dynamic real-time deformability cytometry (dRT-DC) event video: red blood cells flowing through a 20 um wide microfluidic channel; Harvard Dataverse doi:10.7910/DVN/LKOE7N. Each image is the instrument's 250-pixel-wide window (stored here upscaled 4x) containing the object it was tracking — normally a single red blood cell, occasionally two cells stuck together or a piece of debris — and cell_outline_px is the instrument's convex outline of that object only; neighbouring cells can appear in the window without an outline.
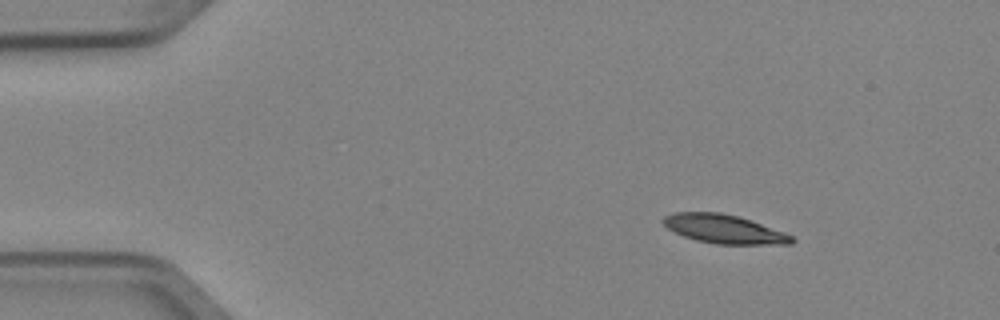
{"species": "Egyptian fruit bat (a non-hibernating species)", "species_latin": "Rousettus aegyptiacus", "temperature_condition": "cold", "stored_images_in_passage": 5, "segment_of_instrument_passage": [1, 2], "camera_frame_rate_fps": 3000, "um_per_image_px": 0.085, "animal": {"sex": "female"}, "frame": {"image": 1, "passage_image": 2, "time_ms": 0.333, "image_size_px": [1000, 320], "cell_outline_px": [[796, 240], [792, 244], [716, 244], [696, 240], [684, 236], [668, 228], [660, 220], [664, 216], [672, 212], [720, 212], [736, 216], [784, 232], [792, 236]], "centroid_in_image_um": [61.51, 19.47], "position_along_channel_um": 23.5, "area_um2": 21.33}}